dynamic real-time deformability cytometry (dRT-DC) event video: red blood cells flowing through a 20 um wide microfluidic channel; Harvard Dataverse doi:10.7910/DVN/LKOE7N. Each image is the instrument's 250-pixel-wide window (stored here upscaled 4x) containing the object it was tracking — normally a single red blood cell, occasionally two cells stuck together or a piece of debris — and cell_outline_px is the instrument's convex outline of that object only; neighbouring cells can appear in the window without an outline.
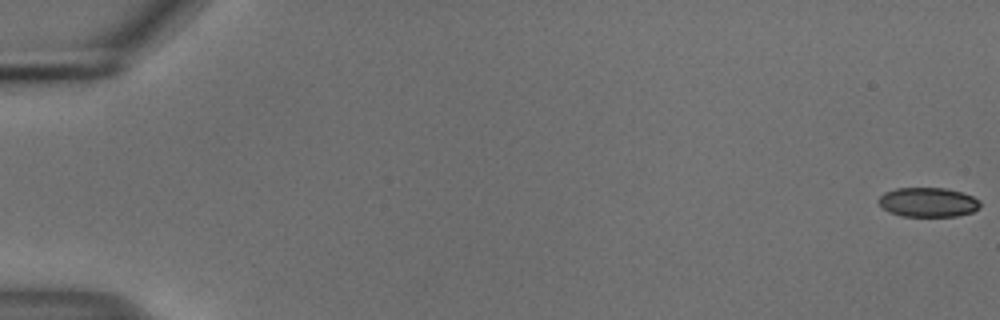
{"species": "common noctule bat (a hibernating species)", "species_latin": "Nyctalus noctula", "temperature_condition": "cold", "stored_images_in_passage": 56, "camera_frame_rate_fps": 3000, "um_per_image_px": 0.085, "animal": {"sex": "male", "body_mass_g": 18.8}, "frame": {"image": 1, "passage_image": 1, "time_ms": 0.0, "image_size_px": [1000, 320], "cell_outline_px": [[980, 208], [972, 212], [956, 216], [900, 216], [884, 208], [876, 200], [884, 192], [896, 188], [944, 188], [960, 192], [972, 196], [980, 200]], "centroid_in_image_um": [78.88, 17.19], "position_along_channel_um": 6.1, "area_um2": 17.34}}
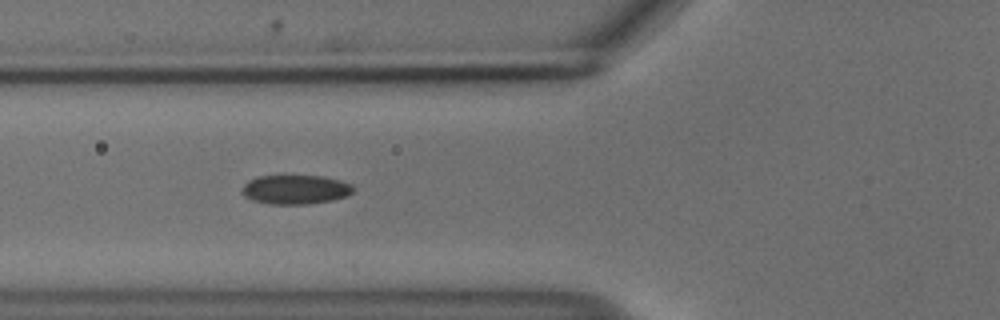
{"frame": {"image": 2, "passage_image": 22, "time_ms": 7.0, "image_size_px": [1000, 320], "cell_outline_px": [[352, 192], [348, 196], [332, 200], [308, 204], [268, 204], [252, 200], [244, 196], [240, 192], [240, 188], [248, 180], [256, 176], [324, 176], [340, 180], [352, 184]], "centroid_in_image_um": [25.07, 16.11], "position_along_channel_um": 100.7, "area_um2": 19.13}}
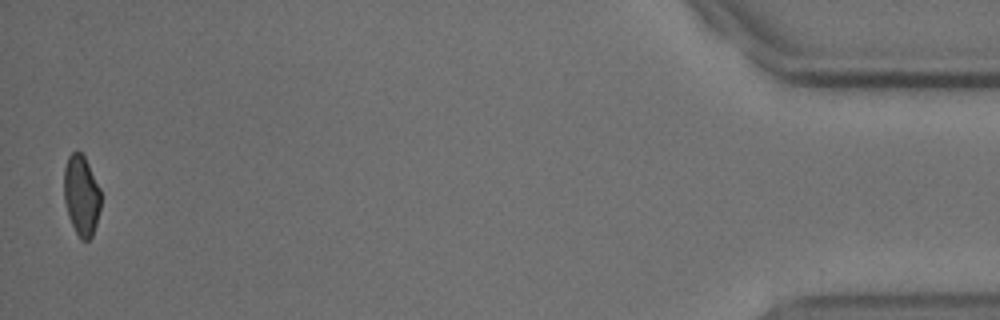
{"frame": {"image": 3, "passage_image": 55, "time_ms": 18.0, "image_size_px": [1000, 320], "cell_outline_px": [[100, 208], [96, 224], [92, 236], [88, 240], [80, 240], [68, 216], [64, 200], [64, 168], [68, 156], [76, 148], [84, 156], [100, 188]], "centroid_in_image_um": [6.9, 16.59], "position_along_channel_um": 428.3, "area_um2": 17.28}, "authors_computed_cell_mechanics": {"area_um2": 18.8428, "velocity_mm_per_s": 3.7331, "shape_relaxation_time_tau1_ms": 3.9126, "shape_relaxation_time_tau2_ms": 5.3451, "deformation_change_tau1": 0.0924, "deformation_change_tau2": 0.0761}}